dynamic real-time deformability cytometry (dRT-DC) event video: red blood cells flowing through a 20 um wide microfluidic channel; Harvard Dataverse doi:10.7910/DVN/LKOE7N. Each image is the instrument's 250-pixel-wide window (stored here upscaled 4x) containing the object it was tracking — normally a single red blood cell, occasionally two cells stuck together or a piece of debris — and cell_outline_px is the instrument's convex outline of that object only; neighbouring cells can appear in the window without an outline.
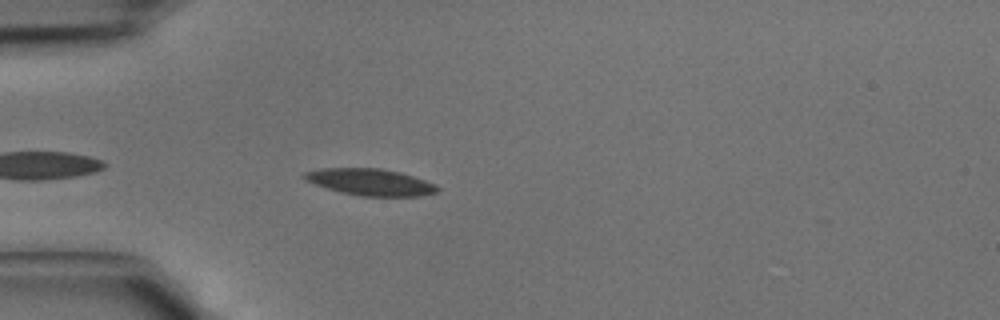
{"species": "common noctule bat (a hibernating species)", "species_latin": "Nyctalus noctula", "temperature_condition": "cold", "stored_images_in_passage": 7, "camera_frame_rate_fps": 3000, "um_per_image_px": 0.085, "animal": {"sex": "male", "body_mass_g": 15.6}, "frame": {"image": 1, "passage_image": 3, "time_ms": 0.667, "image_size_px": [1000, 320], "cell_outline_px": [[440, 188], [436, 192], [420, 196], [364, 196], [340, 192], [304, 180], [300, 176], [304, 172], [320, 168], [380, 168], [400, 172], [436, 184]], "centroid_in_image_um": [31.45, 15.47], "position_along_channel_um": 53.5, "area_um2": 20.63}}